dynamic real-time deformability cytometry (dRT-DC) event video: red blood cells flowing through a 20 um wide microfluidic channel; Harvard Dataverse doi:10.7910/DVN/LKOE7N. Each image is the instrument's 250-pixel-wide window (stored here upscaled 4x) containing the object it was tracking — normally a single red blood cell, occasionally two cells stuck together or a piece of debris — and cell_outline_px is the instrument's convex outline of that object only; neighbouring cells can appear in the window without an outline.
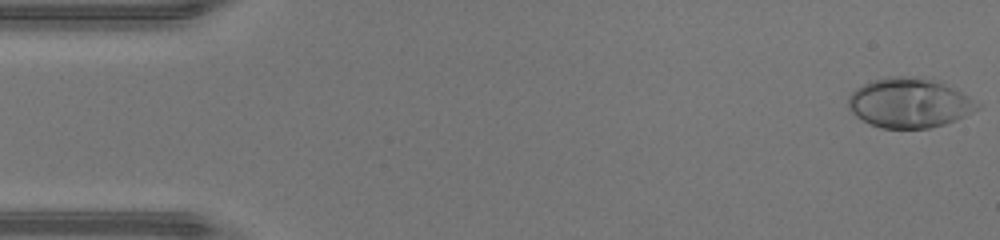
{"species": "human", "species_latin": "Homo sapiens", "temperature_condition": "warm", "stored_images_in_passage": 46, "camera_frame_rate_fps": 3000, "um_per_image_px": 0.085, "donor": {"sex": "male"}, "frame": {"image": 1, "passage_image": 1, "time_ms": 0.0, "image_size_px": [1000, 240], "cell_outline_px": [[980, 108], [956, 120], [944, 124], [928, 128], [880, 128], [856, 116], [852, 112], [848, 104], [848, 96], [856, 88], [872, 80], [892, 76], [912, 76], [932, 80], [944, 84], [968, 96], [980, 104]], "centroid_in_image_um": [77.28, 8.75], "position_along_channel_um": 7.7, "area_um2": 36.93}}
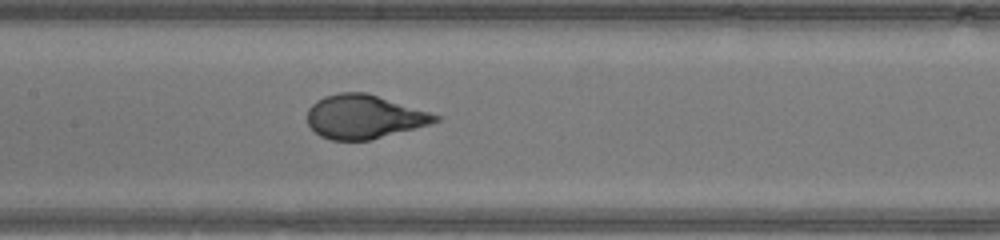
{"frame": {"image": 2, "passage_image": 22, "time_ms": 7.0, "image_size_px": [1000, 240], "cell_outline_px": [[440, 120], [428, 124], [368, 140], [332, 140], [320, 136], [308, 124], [308, 108], [316, 100], [324, 96], [340, 92], [368, 92], [440, 116]], "centroid_in_image_um": [30.89, 9.9], "position_along_channel_um": 176.5, "area_um2": 32.19}}
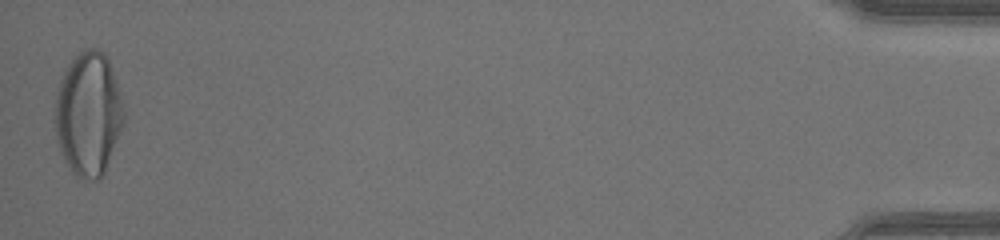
{"frame": {"image": 3, "passage_image": 46, "time_ms": 15.0, "image_size_px": [1000, 240], "cell_outline_px": [[124, 124], [104, 172], [100, 180], [92, 180], [76, 176], [72, 172], [64, 160], [60, 152], [56, 136], [56, 92], [60, 80], [68, 64], [84, 48], [100, 48], [104, 52], [108, 60], [124, 100]], "centroid_in_image_um": [7.53, 9.68], "position_along_channel_um": 427.7, "area_um2": 49.77}, "authors_computed_cell_mechanics": {"area_um2": 34.3332, "velocity_mm_per_s": 4.4431, "shape_relaxation_time_tau1_ms": 3.7087, "shape_relaxation_time_tau2_ms": null, "deformation_change_tau1": 0.2586, "deformation_change_tau2": null}}